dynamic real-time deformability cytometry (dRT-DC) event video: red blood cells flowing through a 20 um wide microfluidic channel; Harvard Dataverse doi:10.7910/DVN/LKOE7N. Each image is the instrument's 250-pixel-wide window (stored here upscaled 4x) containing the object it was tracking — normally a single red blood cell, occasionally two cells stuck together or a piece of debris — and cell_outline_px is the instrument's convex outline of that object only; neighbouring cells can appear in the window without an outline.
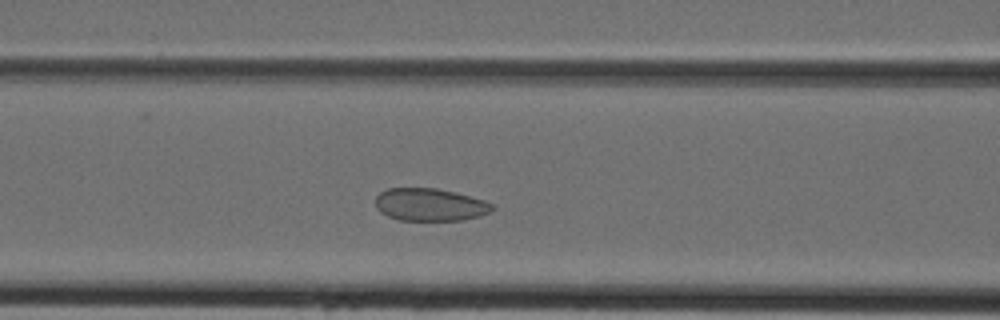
{"species": "Egyptian fruit bat (a non-hibernating species)", "species_latin": "Rousettus aegyptiacus", "temperature_condition": "cold", "stored_images_in_passage": 41, "camera_frame_rate_fps": 3000, "um_per_image_px": 0.085, "animal": {"sex": "female"}, "frame": {"image": 1, "passage_image": 14, "time_ms": 4.333, "image_size_px": [1000, 320], "cell_outline_px": [[496, 208], [492, 212], [480, 216], [464, 220], [400, 220], [388, 216], [380, 212], [376, 208], [376, 196], [380, 192], [388, 188], [436, 188], [456, 192], [484, 200], [492, 204]], "centroid_in_image_um": [36.57, 17.4], "position_along_channel_um": 130.0, "area_um2": 22.37}}
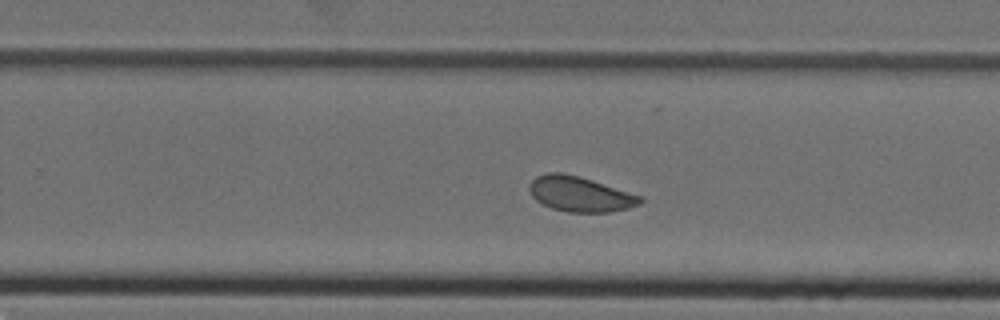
{"frame": {"image": 2, "passage_image": 24, "time_ms": 7.667, "image_size_px": [1000, 320], "cell_outline_px": [[644, 200], [640, 204], [628, 208], [608, 212], [568, 212], [552, 208], [536, 200], [532, 196], [528, 188], [532, 180], [536, 176], [548, 172], [560, 172], [592, 180], [640, 196]], "centroid_in_image_um": [49.27, 16.5], "position_along_channel_um": 280.5, "area_um2": 22.37}}
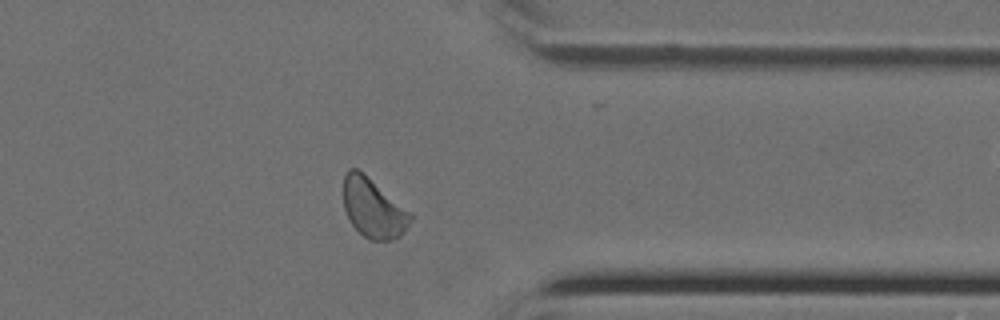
{"frame": {"image": 3, "passage_image": 31, "time_ms": 10.0, "image_size_px": [1000, 320], "cell_outline_px": [[412, 220], [404, 232], [400, 236], [392, 240], [368, 240], [352, 224], [344, 208], [344, 172], [348, 168], [356, 168], [408, 212], [412, 216]], "centroid_in_image_um": [31.69, 17.73], "position_along_channel_um": 379.7, "area_um2": 22.31}}